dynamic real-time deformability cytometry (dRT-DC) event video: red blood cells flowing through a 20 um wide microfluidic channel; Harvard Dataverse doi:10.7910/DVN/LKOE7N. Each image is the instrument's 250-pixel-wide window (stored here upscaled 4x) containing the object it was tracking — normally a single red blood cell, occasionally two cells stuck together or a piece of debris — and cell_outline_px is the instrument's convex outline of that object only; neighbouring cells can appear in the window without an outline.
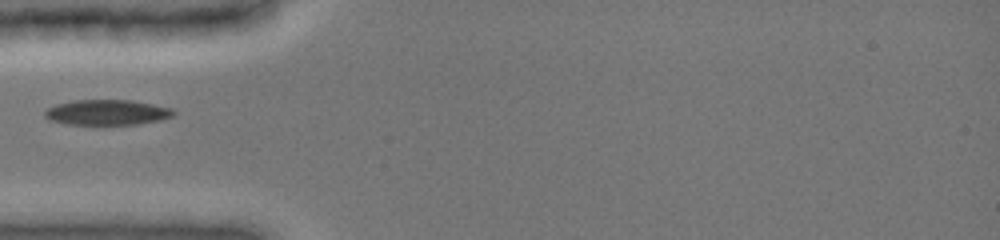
{"species": "common noctule bat (a hibernating species)", "species_latin": "Nyctalus noctula", "temperature_condition": "cold", "stored_images_in_passage": 9, "camera_frame_rate_fps": 3000, "um_per_image_px": 0.085, "animal": {"sex": "female", "body_mass_g": 19.0, "forearm_length_mm": 51.5}, "frame": {"image": 1, "passage_image": 1, "time_ms": 0.0, "image_size_px": [1000, 240], "cell_outline_px": [[176, 112], [172, 116], [160, 120], [136, 124], [68, 124], [52, 120], [44, 116], [44, 112], [48, 108], [56, 104], [72, 100], [132, 100], [172, 108]], "centroid_in_image_um": [9.11, 9.54], "position_along_channel_um": 75.9, "area_um2": 18.84}}
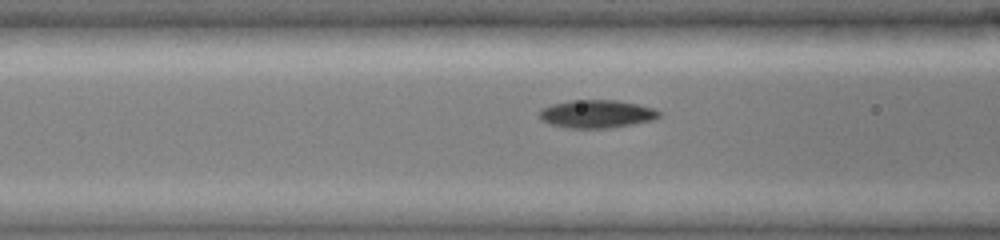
{"frame": {"image": 2, "passage_image": 4, "time_ms": 1.0, "image_size_px": [1000, 240], "cell_outline_px": [[660, 116], [652, 120], [632, 124], [608, 128], [568, 128], [548, 124], [540, 120], [540, 108], [552, 104], [572, 100], [616, 100], [636, 104], [652, 108], [660, 112]], "centroid_in_image_um": [50.66, 9.69], "position_along_channel_um": 115.9, "area_um2": 19.48}}
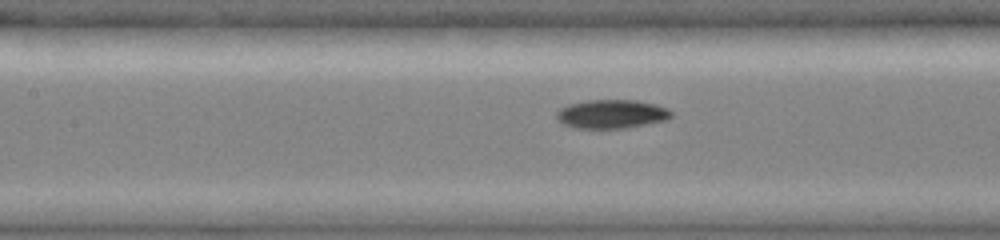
{"frame": {"image": 3, "passage_image": 7, "time_ms": 2.0, "image_size_px": [1000, 240], "cell_outline_px": [[672, 116], [664, 120], [628, 128], [576, 128], [564, 124], [556, 120], [556, 112], [560, 108], [568, 104], [588, 100], [636, 100], [656, 104], [668, 108], [672, 112]], "centroid_in_image_um": [51.97, 9.69], "position_along_channel_um": 155.4, "area_um2": 19.31}}